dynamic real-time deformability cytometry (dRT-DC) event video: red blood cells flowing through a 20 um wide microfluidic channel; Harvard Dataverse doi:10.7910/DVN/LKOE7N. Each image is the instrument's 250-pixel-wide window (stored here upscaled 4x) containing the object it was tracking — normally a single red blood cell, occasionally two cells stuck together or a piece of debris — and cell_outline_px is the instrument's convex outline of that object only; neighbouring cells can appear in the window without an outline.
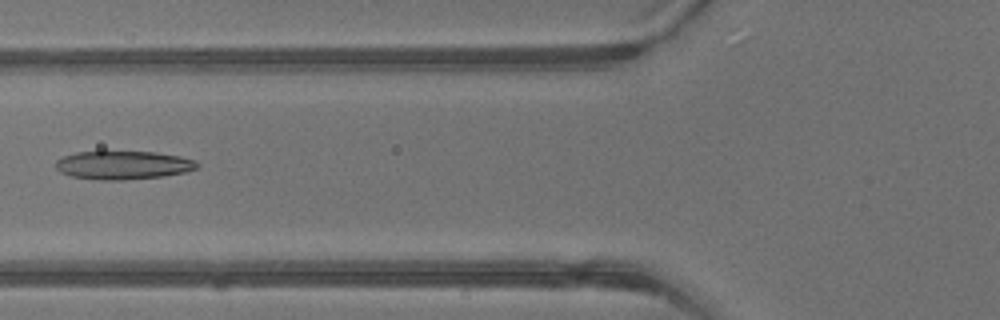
{"species": "common noctule bat (a hibernating species)", "species_latin": "Nyctalus noctula", "temperature_condition": "warm", "stored_images_in_passage": 4, "camera_frame_rate_fps": 3000, "um_per_image_px": 0.085, "animal": {"sex": "male", "body_mass_g": 13.3}, "frame": {"image": 1, "passage_image": 4, "time_ms": 1.0, "image_size_px": [1000, 320], "cell_outline_px": [[200, 164], [196, 168], [184, 172], [164, 176], [124, 180], [100, 180], [72, 176], [60, 172], [56, 168], [56, 160], [64, 156], [76, 152], [156, 152], [180, 156], [196, 160]], "centroid_in_image_um": [10.49, 14.04], "position_along_channel_um": 115.3, "area_um2": 23.35}}